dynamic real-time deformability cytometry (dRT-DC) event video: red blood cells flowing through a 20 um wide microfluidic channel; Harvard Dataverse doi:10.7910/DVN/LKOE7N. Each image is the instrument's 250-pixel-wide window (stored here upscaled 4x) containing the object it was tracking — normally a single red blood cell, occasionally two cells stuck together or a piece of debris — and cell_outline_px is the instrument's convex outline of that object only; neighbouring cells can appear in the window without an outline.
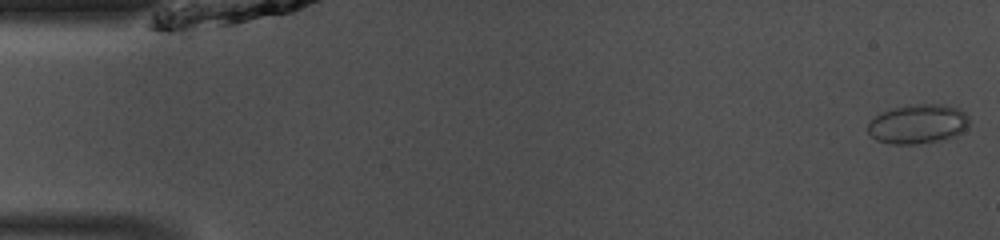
{"species": "common noctule bat (a hibernating species)", "species_latin": "Nyctalus noctula", "temperature_condition": "room temperature", "stored_images_in_passage": 48, "camera_frame_rate_fps": 3000, "um_per_image_px": 0.085, "animal": {"sex": "male", "body_mass_g": 13.0, "forearm_length_mm": 53.1}, "frame": {"image": 1, "passage_image": 1, "time_ms": 0.0, "image_size_px": [1000, 240], "cell_outline_px": [[968, 124], [956, 136], [944, 140], [916, 144], [892, 144], [876, 140], [868, 132], [868, 124], [876, 116], [892, 108], [920, 104], [940, 104], [956, 108], [964, 112], [968, 116]], "centroid_in_image_um": [78.02, 10.56], "position_along_channel_um": 7.0, "area_um2": 22.95}}
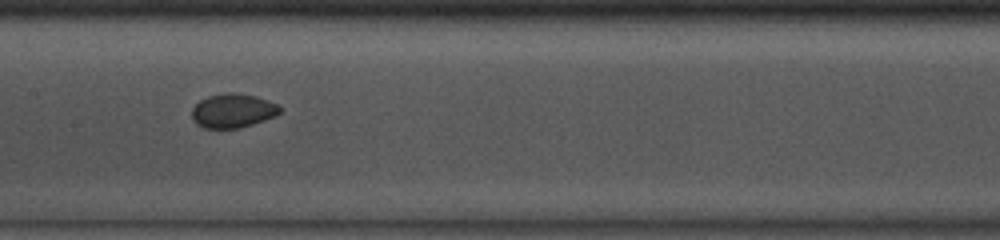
{"frame": {"image": 2, "passage_image": 23, "time_ms": 7.333, "image_size_px": [1000, 240], "cell_outline_px": [[284, 108], [280, 112], [264, 120], [240, 128], [204, 128], [196, 124], [192, 120], [192, 108], [200, 100], [208, 96], [224, 92], [232, 92], [256, 96], [268, 100]], "centroid_in_image_um": [19.77, 9.4], "position_along_channel_um": 187.6, "area_um2": 17.51}}
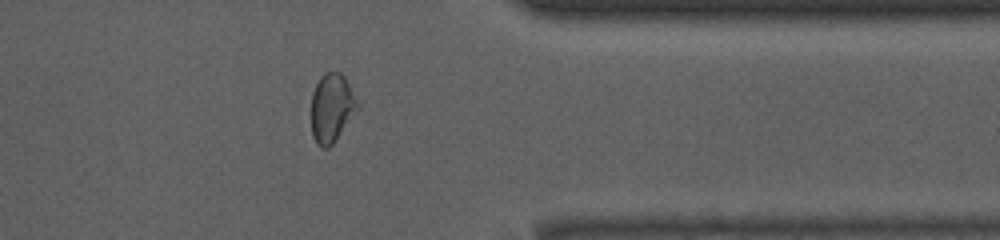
{"frame": {"image": 3, "passage_image": 38, "time_ms": 12.333, "image_size_px": [1000, 240], "cell_outline_px": [[360, 108], [336, 140], [328, 148], [320, 148], [316, 144], [312, 136], [312, 92], [320, 76], [324, 72], [340, 72], [344, 76], [360, 104]], "centroid_in_image_um": [28.21, 9.18], "position_along_channel_um": 383.2, "area_um2": 18.79}, "authors_computed_cell_mechanics": {"area_um2": 18.2937, "velocity_mm_per_s": 4.1215, "shape_relaxation_time_tau1_ms": null, "shape_relaxation_time_tau2_ms": 1.4804, "deformation_change_tau1": null, "deformation_change_tau2": 0.0345}}